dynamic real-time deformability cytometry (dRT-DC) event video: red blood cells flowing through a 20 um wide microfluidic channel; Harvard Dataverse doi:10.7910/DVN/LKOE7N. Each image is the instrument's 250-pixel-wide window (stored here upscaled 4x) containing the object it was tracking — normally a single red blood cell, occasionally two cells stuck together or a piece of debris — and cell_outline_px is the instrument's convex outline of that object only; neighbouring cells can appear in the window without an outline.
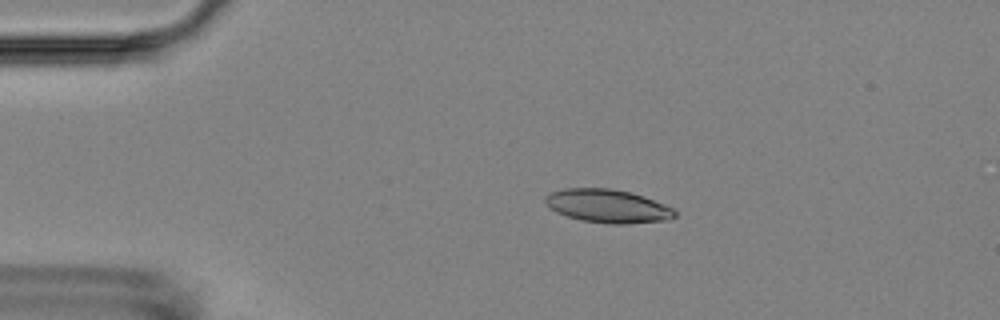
{"species": "Egyptian fruit bat (a non-hibernating species)", "species_latin": "Rousettus aegyptiacus", "temperature_condition": "room temperature", "stored_images_in_passage": 10, "camera_frame_rate_fps": 3000, "um_per_image_px": 0.085, "animal": {"sex": "female"}, "frame": {"image": 1, "passage_image": 2, "time_ms": 2.333, "image_size_px": [1000, 320], "cell_outline_px": [[676, 216], [668, 220], [628, 224], [608, 224], [580, 220], [556, 212], [548, 208], [544, 200], [544, 196], [552, 192], [564, 188], [612, 188], [644, 196], [672, 208], [676, 212]], "centroid_in_image_um": [51.63, 17.52], "position_along_channel_um": 33.4, "area_um2": 25.32}}
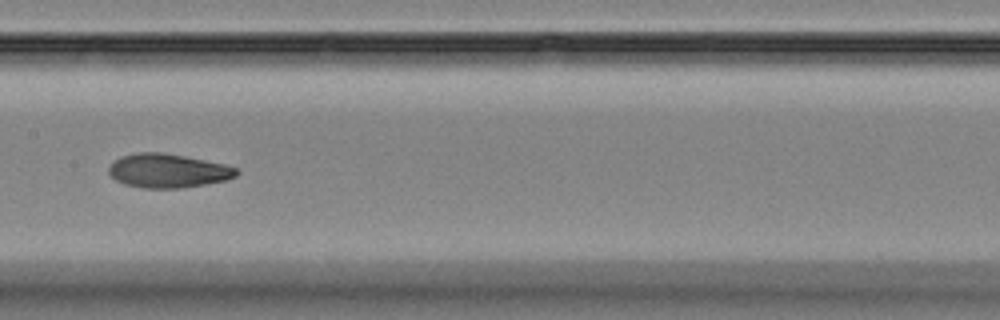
{"frame": {"image": 2, "passage_image": 7, "time_ms": 8.0, "image_size_px": [1000, 320], "cell_outline_px": [[240, 172], [236, 176], [228, 180], [184, 188], [144, 188], [124, 184], [116, 180], [108, 172], [108, 168], [120, 156], [136, 152], [164, 152], [224, 164], [236, 168]], "centroid_in_image_um": [14.29, 14.52], "position_along_channel_um": 193.1, "area_um2": 25.32}}
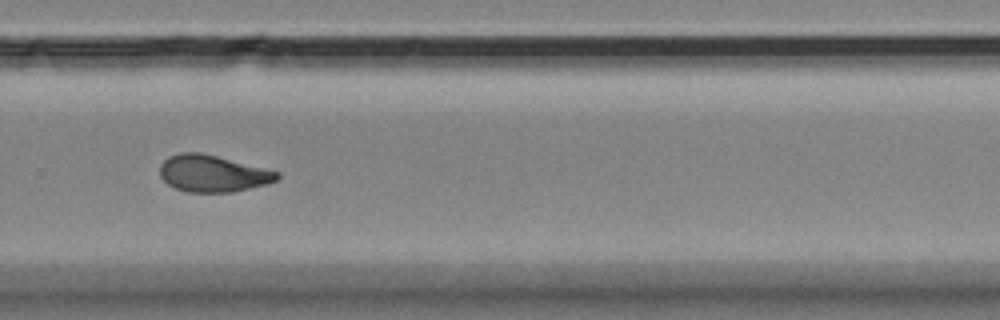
{"frame": {"image": 3, "passage_image": 10, "time_ms": 11.333, "image_size_px": [1000, 320], "cell_outline_px": [[280, 176], [276, 180], [268, 184], [232, 192], [188, 192], [176, 188], [168, 184], [160, 176], [160, 164], [168, 156], [180, 152], [200, 152], [280, 172]], "centroid_in_image_um": [18.07, 14.75], "position_along_channel_um": 311.7, "area_um2": 25.03}}